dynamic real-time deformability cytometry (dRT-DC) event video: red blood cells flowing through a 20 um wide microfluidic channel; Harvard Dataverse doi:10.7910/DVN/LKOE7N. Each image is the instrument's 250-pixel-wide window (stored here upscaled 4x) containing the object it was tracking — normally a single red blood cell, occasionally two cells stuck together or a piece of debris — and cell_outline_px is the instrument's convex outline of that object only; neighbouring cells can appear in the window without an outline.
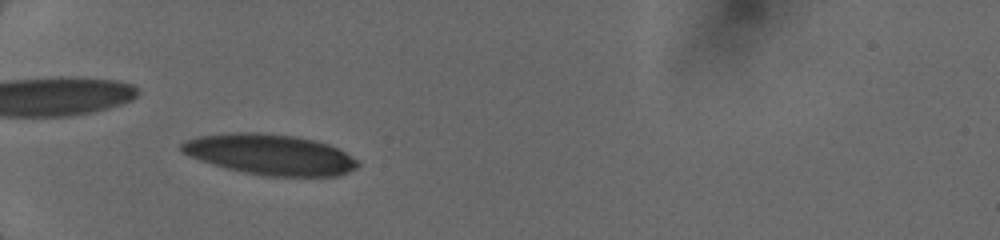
{"species": "human", "species_latin": "Homo sapiens", "temperature_condition": "cold", "stored_images_in_passage": 22, "camera_frame_rate_fps": 3000, "um_per_image_px": 0.085, "donor": {"sex": "female"}, "frame": {"image": 1, "passage_image": 9, "time_ms": 3.333, "image_size_px": [1000, 240], "cell_outline_px": [[360, 164], [356, 168], [348, 172], [336, 176], [264, 176], [224, 168], [188, 156], [180, 152], [180, 144], [188, 140], [200, 136], [236, 132], [256, 132], [296, 136], [328, 144], [344, 152], [356, 160]], "centroid_in_image_um": [22.92, 13.14], "position_along_channel_um": 62.1, "area_um2": 41.5}}
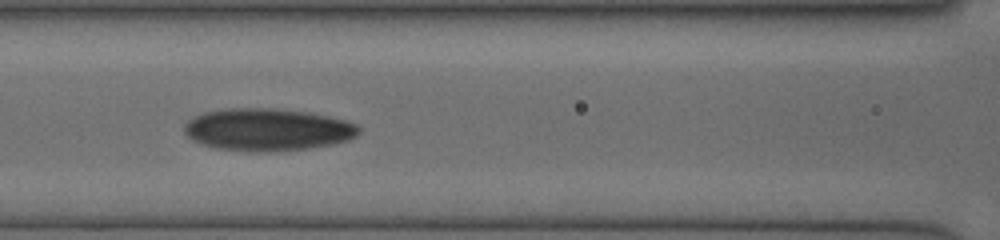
{"frame": {"image": 2, "passage_image": 14, "time_ms": 5.667, "image_size_px": [1000, 240], "cell_outline_px": [[360, 132], [356, 136], [348, 140], [332, 144], [308, 148], [272, 152], [248, 152], [216, 148], [200, 144], [192, 140], [184, 132], [184, 124], [188, 120], [204, 112], [228, 108], [276, 108], [308, 112], [328, 116], [344, 120], [356, 124], [360, 128]], "centroid_in_image_um": [22.72, 11.02], "position_along_channel_um": 143.9, "area_um2": 43.35}}
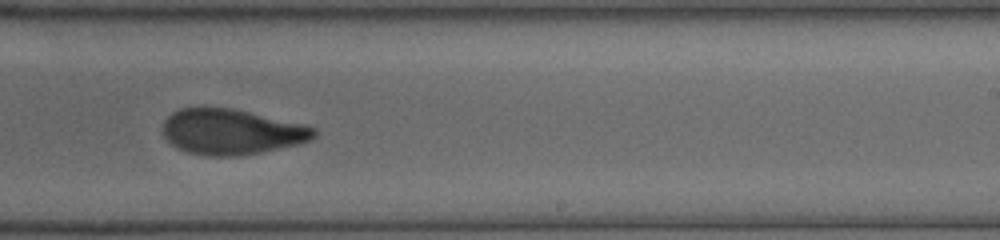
{"frame": {"image": 3, "passage_image": 21, "time_ms": 8.667, "image_size_px": [1000, 240], "cell_outline_px": [[316, 136], [312, 140], [296, 144], [260, 152], [240, 156], [208, 156], [188, 152], [176, 148], [164, 136], [164, 120], [172, 112], [180, 108], [196, 104], [232, 108], [304, 124], [316, 128]], "centroid_in_image_um": [19.64, 11.16], "position_along_channel_um": 269.4, "area_um2": 40.63}}